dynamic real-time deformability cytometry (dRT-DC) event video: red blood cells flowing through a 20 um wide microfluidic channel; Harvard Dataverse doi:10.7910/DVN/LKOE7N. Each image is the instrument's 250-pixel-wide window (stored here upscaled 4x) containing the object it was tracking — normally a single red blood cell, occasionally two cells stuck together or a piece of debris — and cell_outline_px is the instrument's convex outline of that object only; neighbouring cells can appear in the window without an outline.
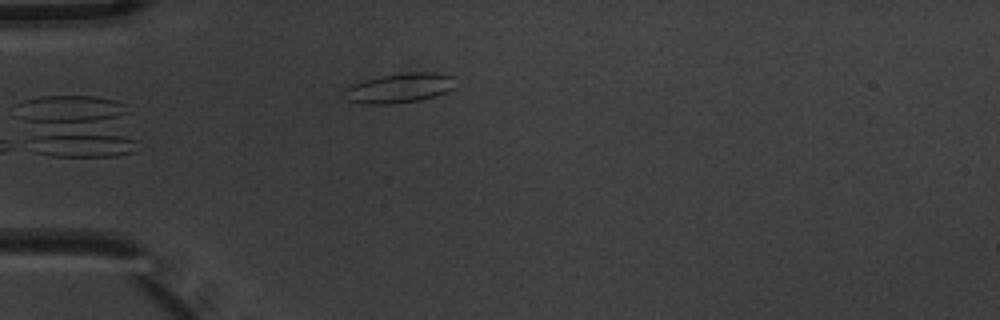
{"species": "common noctule bat (a hibernating species)", "species_latin": "Nyctalus noctula", "temperature_condition": "warm", "stored_images_in_passage": 2, "camera_frame_rate_fps": 3000, "um_per_image_px": 0.085, "animal": {"sex": "male", "body_mass_g": 20.1, "forearm_length_mm": 53.5}, "frame": {"image": 1, "passage_image": 1, "time_ms": 0.0, "image_size_px": [1000, 320], "cell_outline_px": [[452, 88], [448, 92], [436, 96], [420, 100], [392, 104], [360, 104], [344, 100], [340, 92], [344, 88], [352, 84], [364, 80], [380, 76], [408, 72], [432, 72], [452, 76]], "centroid_in_image_um": [33.83, 7.5], "position_along_channel_um": 51.2, "area_um2": 19.48}}